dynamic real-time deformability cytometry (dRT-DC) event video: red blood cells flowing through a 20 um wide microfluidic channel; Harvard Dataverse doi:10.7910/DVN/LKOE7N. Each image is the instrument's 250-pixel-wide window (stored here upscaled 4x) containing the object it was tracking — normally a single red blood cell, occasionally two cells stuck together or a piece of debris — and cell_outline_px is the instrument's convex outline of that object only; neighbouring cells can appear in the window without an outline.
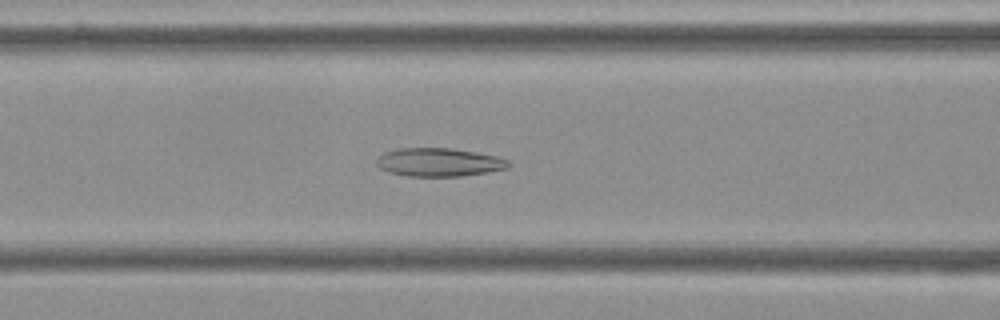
{"species": "Egyptian fruit bat (a non-hibernating species)", "species_latin": "Rousettus aegyptiacus", "temperature_condition": "cold", "stored_images_in_passage": 41, "camera_frame_rate_fps": 3000, "um_per_image_px": 0.085, "frame": {"image": 1, "passage_image": 8, "time_ms": 2.333, "image_size_px": [1000, 320], "cell_outline_px": [[512, 164], [508, 168], [488, 172], [460, 176], [408, 176], [388, 172], [380, 168], [376, 164], [376, 160], [384, 152], [400, 148], [452, 148], [476, 152], [496, 156], [508, 160]], "centroid_in_image_um": [37.32, 13.79], "position_along_channel_um": 129.3, "area_um2": 21.85}}
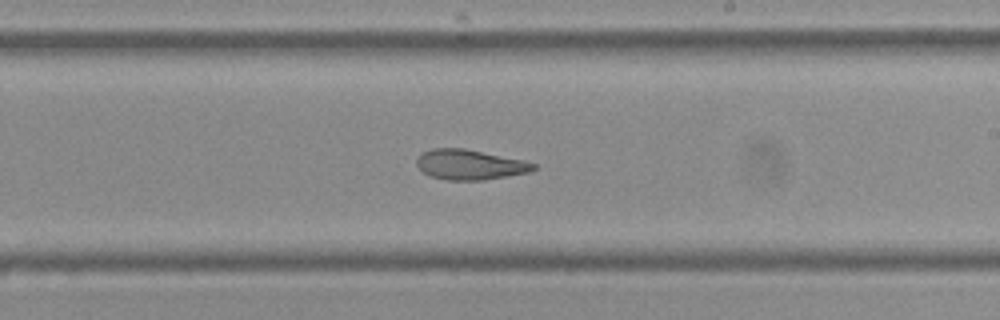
{"frame": {"image": 2, "passage_image": 18, "time_ms": 5.667, "image_size_px": [1000, 320], "cell_outline_px": [[536, 168], [528, 172], [484, 180], [448, 180], [432, 176], [424, 172], [416, 164], [416, 160], [420, 152], [432, 148], [464, 148], [524, 160], [536, 164]], "centroid_in_image_um": [39.91, 13.98], "position_along_channel_um": 249.1, "area_um2": 20.4}}
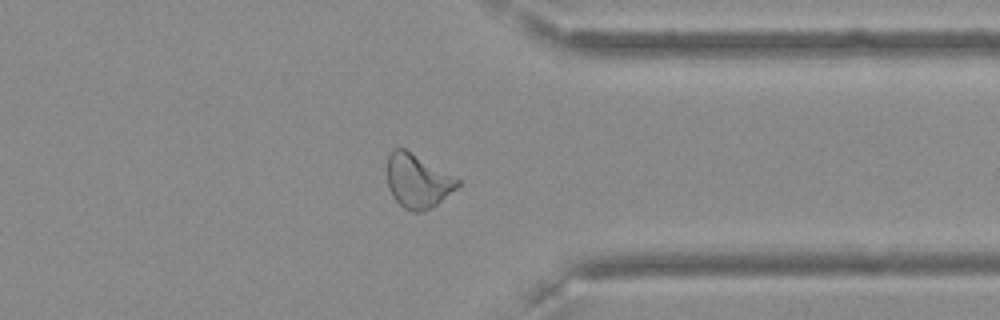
{"frame": {"image": 3, "passage_image": 29, "time_ms": 9.333, "image_size_px": [1000, 320], "cell_outline_px": [[460, 184], [456, 188], [432, 208], [424, 212], [416, 212], [404, 208], [392, 196], [388, 188], [388, 156], [392, 148], [404, 148], [460, 180]], "centroid_in_image_um": [35.48, 15.4], "position_along_channel_um": 375.9, "area_um2": 21.79}, "authors_computed_cell_mechanics": {"area_um2": 21.7906, "velocity_mm_per_s": 3.5977, "shape_relaxation_time_tau1_ms": null, "shape_relaxation_time_tau2_ms": 3.3767, "deformation_change_tau1": null, "deformation_change_tau2": 0.1101}}